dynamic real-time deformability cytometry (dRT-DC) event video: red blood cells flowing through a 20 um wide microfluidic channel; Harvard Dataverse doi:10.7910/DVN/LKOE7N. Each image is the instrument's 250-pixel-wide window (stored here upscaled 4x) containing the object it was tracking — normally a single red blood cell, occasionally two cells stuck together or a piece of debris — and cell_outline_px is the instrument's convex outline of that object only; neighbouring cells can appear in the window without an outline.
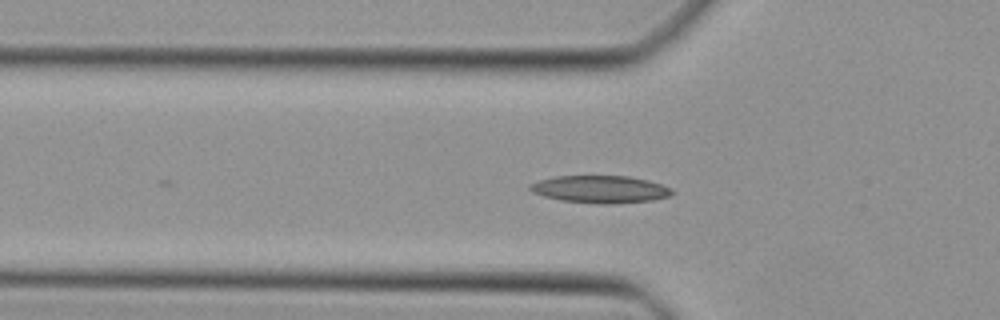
{"species": "Egyptian fruit bat (a non-hibernating species)", "species_latin": "Rousettus aegyptiacus", "temperature_condition": "cold", "stored_images_in_passage": 38, "camera_frame_rate_fps": 3000, "um_per_image_px": 0.085, "animal": {"sex": "female"}, "frame": {"image": 1, "passage_image": 15, "time_ms": 4.667, "image_size_px": [1000, 320], "cell_outline_px": [[676, 192], [668, 196], [652, 200], [608, 204], [600, 204], [560, 200], [544, 196], [532, 192], [528, 188], [532, 184], [540, 180], [556, 176], [628, 176], [648, 180], [672, 188]], "centroid_in_image_um": [51.04, 16.09], "position_along_channel_um": 74.8, "area_um2": 22.54}}
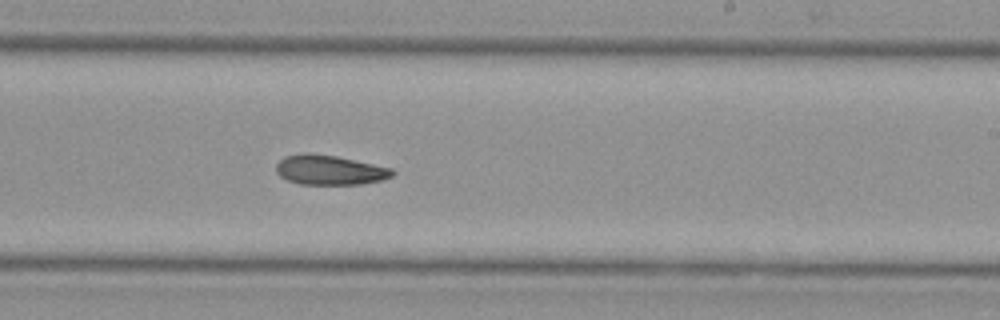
{"frame": {"image": 2, "passage_image": 28, "time_ms": 9.0, "image_size_px": [1000, 320], "cell_outline_px": [[396, 172], [392, 176], [380, 180], [360, 184], [300, 184], [288, 180], [280, 176], [276, 172], [276, 164], [284, 156], [304, 152], [308, 152], [336, 156], [392, 168]], "centroid_in_image_um": [27.99, 14.44], "position_along_channel_um": 261.0, "area_um2": 20.11}}
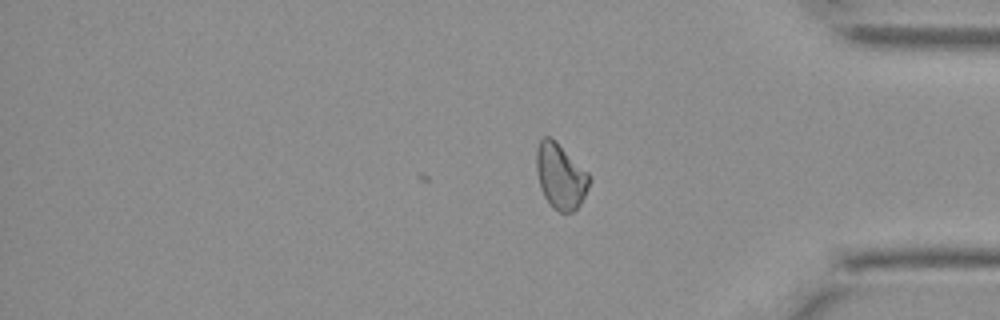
{"frame": {"image": 3, "passage_image": 38, "time_ms": 12.333, "image_size_px": [1000, 320], "cell_outline_px": [[592, 176], [588, 188], [580, 204], [572, 212], [560, 212], [552, 208], [544, 196], [540, 188], [536, 172], [536, 148], [540, 140], [544, 136], [548, 136], [588, 172]], "centroid_in_image_um": [47.63, 15.01], "position_along_channel_um": 387.6, "area_um2": 19.94}}